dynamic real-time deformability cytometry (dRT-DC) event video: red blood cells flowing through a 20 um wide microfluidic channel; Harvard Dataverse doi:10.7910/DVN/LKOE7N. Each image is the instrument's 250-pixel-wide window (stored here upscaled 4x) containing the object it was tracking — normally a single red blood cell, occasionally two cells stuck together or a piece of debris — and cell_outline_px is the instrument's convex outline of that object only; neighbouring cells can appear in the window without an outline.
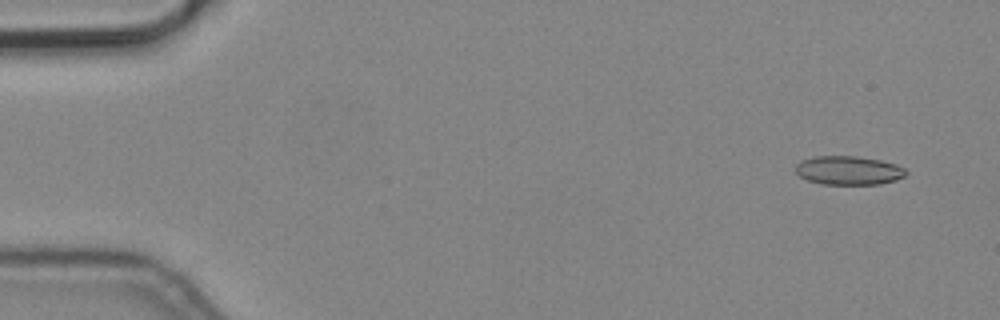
{"species": "common noctule bat (a hibernating species)", "species_latin": "Nyctalus noctula", "temperature_condition": "cold", "stored_images_in_passage": 4, "camera_frame_rate_fps": 3000, "um_per_image_px": 0.085, "animal": {"sex": "male", "body_mass_g": 19.2, "forearm_length_mm": 51.8}, "frame": {"image": 1, "passage_image": 1, "time_ms": 0.0, "image_size_px": [1000, 320], "cell_outline_px": [[908, 172], [904, 176], [896, 180], [880, 184], [820, 184], [808, 180], [800, 176], [796, 172], [796, 164], [800, 160], [812, 156], [856, 156], [880, 160], [896, 164], [904, 168]], "centroid_in_image_um": [72.12, 14.48], "position_along_channel_um": 12.9, "area_um2": 18.61}}